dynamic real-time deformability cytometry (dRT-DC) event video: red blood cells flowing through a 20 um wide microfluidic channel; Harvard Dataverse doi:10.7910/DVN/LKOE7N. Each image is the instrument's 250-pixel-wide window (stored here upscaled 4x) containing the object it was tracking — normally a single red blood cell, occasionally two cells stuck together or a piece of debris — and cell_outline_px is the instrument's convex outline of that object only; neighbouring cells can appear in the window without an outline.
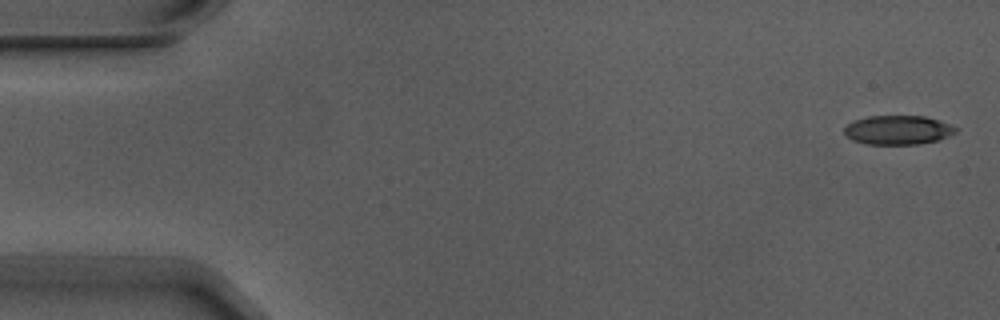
{"species": "Egyptian fruit bat (a non-hibernating species)", "species_latin": "Rousettus aegyptiacus", "temperature_condition": "warm", "stored_images_in_passage": 5, "camera_frame_rate_fps": 3000, "um_per_image_px": 0.085, "animal": {"sex": "male"}, "frame": {"image": 1, "passage_image": 1, "time_ms": 0.0, "image_size_px": [1000, 320], "cell_outline_px": [[960, 128], [956, 132], [948, 136], [936, 140], [920, 144], [864, 144], [852, 140], [844, 136], [844, 128], [852, 120], [868, 116], [924, 116]], "centroid_in_image_um": [76.27, 11.05], "position_along_channel_um": 8.7, "area_um2": 18.96}}
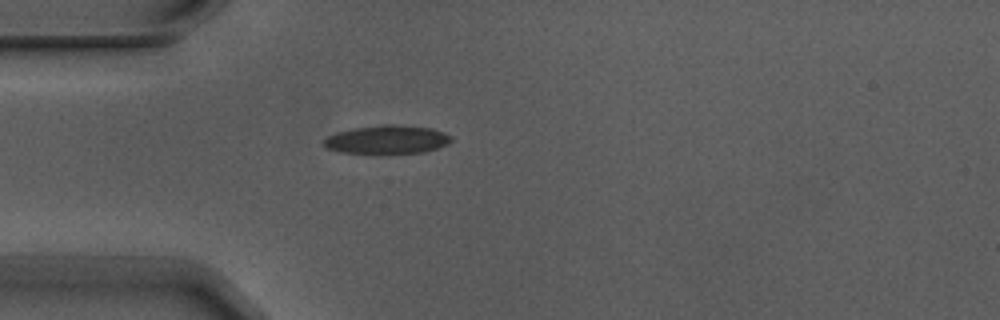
{"frame": {"image": 2, "passage_image": 5, "time_ms": 1.333, "image_size_px": [1000, 320], "cell_outline_px": [[452, 140], [448, 144], [424, 152], [340, 152], [324, 148], [324, 140], [328, 136], [336, 132], [356, 128], [380, 124], [392, 124], [432, 128], [444, 132], [452, 136]], "centroid_in_image_um": [32.91, 11.84], "position_along_channel_um": 52.1, "area_um2": 20.81}}